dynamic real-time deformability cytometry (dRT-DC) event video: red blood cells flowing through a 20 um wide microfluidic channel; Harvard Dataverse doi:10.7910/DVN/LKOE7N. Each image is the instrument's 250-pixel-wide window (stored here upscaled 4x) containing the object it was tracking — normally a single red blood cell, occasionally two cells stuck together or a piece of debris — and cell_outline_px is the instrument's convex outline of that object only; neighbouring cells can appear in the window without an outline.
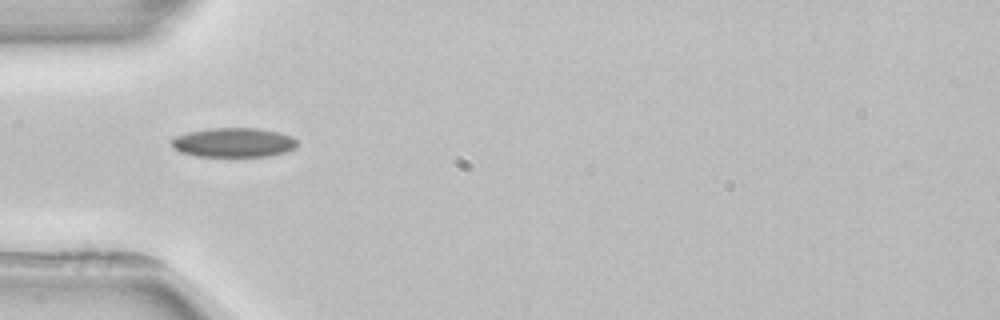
{"species": "common noctule bat (a hibernating species)", "species_latin": "Nyctalus noctula", "temperature_condition": "room temperature", "stored_images_in_passage": 1, "camera_frame_rate_fps": 3000, "um_per_image_px": 0.085, "animal": {"sex": "female", "body_mass_g": 22.7, "forearm_length_mm": 54.2}, "frame": {"image": 1, "passage_image": 1, "time_ms": 0.0, "image_size_px": [1000, 320], "cell_outline_px": [[300, 144], [296, 148], [288, 152], [268, 156], [196, 156], [180, 152], [172, 148], [172, 140], [176, 136], [188, 132], [208, 128], [256, 128], [280, 132], [292, 136]], "centroid_in_image_um": [19.9, 12.11], "position_along_channel_um": 65.1, "area_um2": 21.73}}